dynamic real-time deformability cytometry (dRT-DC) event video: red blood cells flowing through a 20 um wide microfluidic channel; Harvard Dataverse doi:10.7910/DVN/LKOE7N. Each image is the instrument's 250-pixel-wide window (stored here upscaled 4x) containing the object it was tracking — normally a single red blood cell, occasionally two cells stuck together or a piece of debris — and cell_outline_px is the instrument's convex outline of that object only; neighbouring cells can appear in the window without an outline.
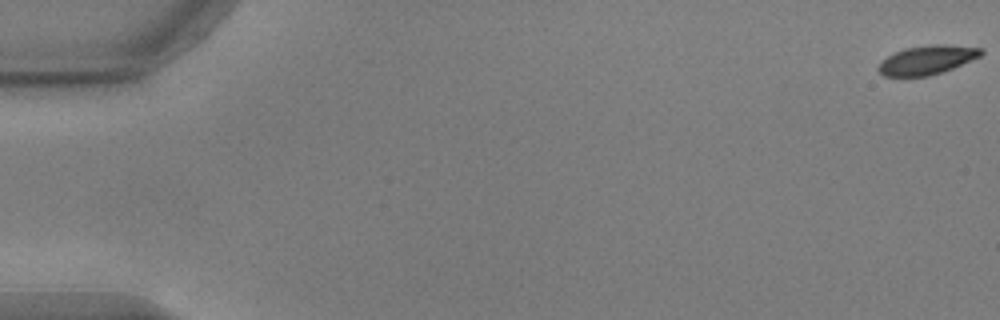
{"species": "common noctule bat (a hibernating species)", "species_latin": "Nyctalus noctula", "temperature_condition": "warm", "stored_images_in_passage": 56, "camera_frame_rate_fps": 3000, "um_per_image_px": 0.085, "animal": {"sex": "male", "body_mass_g": 17.9, "forearm_length_mm": 54.2}, "frame": {"image": 1, "passage_image": 1, "time_ms": 0.0, "image_size_px": [1000, 320], "cell_outline_px": [[984, 52], [980, 56], [952, 68], [928, 76], [884, 76], [876, 68], [880, 60], [904, 48], [936, 44], [944, 44], [984, 48]], "centroid_in_image_um": [78.78, 5.08], "position_along_channel_um": 6.2, "area_um2": 17.22}}
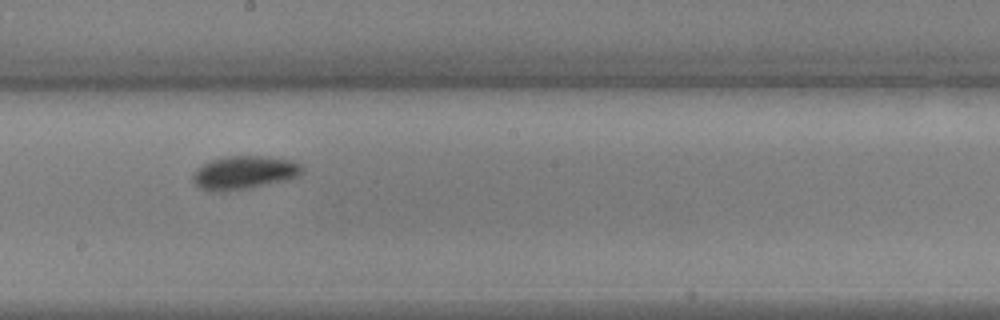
{"frame": {"image": 2, "passage_image": 32, "time_ms": 10.333, "image_size_px": [1000, 320], "cell_outline_px": [[304, 172], [300, 176], [288, 180], [248, 188], [224, 192], [212, 192], [200, 188], [192, 180], [192, 172], [196, 168], [212, 160], [228, 156], [264, 156], [292, 160], [300, 164], [304, 168]], "centroid_in_image_um": [20.77, 14.68], "position_along_channel_um": 227.4, "area_um2": 21.5}}
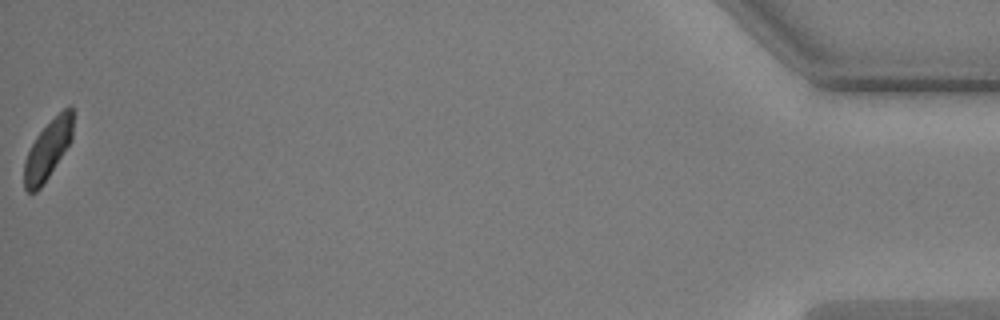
{"frame": {"image": 3, "passage_image": 56, "time_ms": 18.333, "image_size_px": [1000, 320], "cell_outline_px": [[72, 140], [40, 188], [36, 192], [28, 192], [24, 188], [24, 160], [36, 136], [64, 108], [72, 108]], "centroid_in_image_um": [4.04, 12.77], "position_along_channel_um": 431.2, "area_um2": 16.24}, "authors_computed_cell_mechanics": {"area_um2": 18.785, "velocity_mm_per_s": 3.7083, "shape_relaxation_time_tau1_ms": 2.6552, "shape_relaxation_time_tau2_ms": null, "deformation_change_tau1": 0.0855, "deformation_change_tau2": null}}